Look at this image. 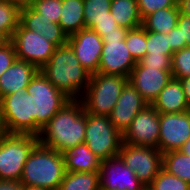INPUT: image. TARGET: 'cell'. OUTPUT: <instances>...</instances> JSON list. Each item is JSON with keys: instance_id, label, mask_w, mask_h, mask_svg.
<instances>
[{"instance_id": "obj_32", "label": "cell", "mask_w": 190, "mask_h": 190, "mask_svg": "<svg viewBox=\"0 0 190 190\" xmlns=\"http://www.w3.org/2000/svg\"><path fill=\"white\" fill-rule=\"evenodd\" d=\"M171 73L175 79L190 76V47L175 51L171 60Z\"/></svg>"}, {"instance_id": "obj_39", "label": "cell", "mask_w": 190, "mask_h": 190, "mask_svg": "<svg viewBox=\"0 0 190 190\" xmlns=\"http://www.w3.org/2000/svg\"><path fill=\"white\" fill-rule=\"evenodd\" d=\"M170 48L175 52L186 47V42H182L181 29L176 26L168 33Z\"/></svg>"}, {"instance_id": "obj_26", "label": "cell", "mask_w": 190, "mask_h": 190, "mask_svg": "<svg viewBox=\"0 0 190 190\" xmlns=\"http://www.w3.org/2000/svg\"><path fill=\"white\" fill-rule=\"evenodd\" d=\"M162 168L190 184V156L179 150L163 153Z\"/></svg>"}, {"instance_id": "obj_47", "label": "cell", "mask_w": 190, "mask_h": 190, "mask_svg": "<svg viewBox=\"0 0 190 190\" xmlns=\"http://www.w3.org/2000/svg\"><path fill=\"white\" fill-rule=\"evenodd\" d=\"M33 0H25V5H28L32 2Z\"/></svg>"}, {"instance_id": "obj_33", "label": "cell", "mask_w": 190, "mask_h": 190, "mask_svg": "<svg viewBox=\"0 0 190 190\" xmlns=\"http://www.w3.org/2000/svg\"><path fill=\"white\" fill-rule=\"evenodd\" d=\"M29 5L46 19L59 24L62 0H33Z\"/></svg>"}, {"instance_id": "obj_4", "label": "cell", "mask_w": 190, "mask_h": 190, "mask_svg": "<svg viewBox=\"0 0 190 190\" xmlns=\"http://www.w3.org/2000/svg\"><path fill=\"white\" fill-rule=\"evenodd\" d=\"M25 91L33 97V135L38 136L42 128L70 99L40 71L31 79Z\"/></svg>"}, {"instance_id": "obj_15", "label": "cell", "mask_w": 190, "mask_h": 190, "mask_svg": "<svg viewBox=\"0 0 190 190\" xmlns=\"http://www.w3.org/2000/svg\"><path fill=\"white\" fill-rule=\"evenodd\" d=\"M67 43L73 49L80 64L90 73H98L103 49V39L92 29L84 28L68 36Z\"/></svg>"}, {"instance_id": "obj_42", "label": "cell", "mask_w": 190, "mask_h": 190, "mask_svg": "<svg viewBox=\"0 0 190 190\" xmlns=\"http://www.w3.org/2000/svg\"><path fill=\"white\" fill-rule=\"evenodd\" d=\"M179 12L190 16V0H178Z\"/></svg>"}, {"instance_id": "obj_36", "label": "cell", "mask_w": 190, "mask_h": 190, "mask_svg": "<svg viewBox=\"0 0 190 190\" xmlns=\"http://www.w3.org/2000/svg\"><path fill=\"white\" fill-rule=\"evenodd\" d=\"M95 31L101 38L106 36L121 35L125 30L120 27L115 19H103L91 28Z\"/></svg>"}, {"instance_id": "obj_2", "label": "cell", "mask_w": 190, "mask_h": 190, "mask_svg": "<svg viewBox=\"0 0 190 190\" xmlns=\"http://www.w3.org/2000/svg\"><path fill=\"white\" fill-rule=\"evenodd\" d=\"M39 71L70 100H81L91 75L68 43L57 46L51 59Z\"/></svg>"}, {"instance_id": "obj_10", "label": "cell", "mask_w": 190, "mask_h": 190, "mask_svg": "<svg viewBox=\"0 0 190 190\" xmlns=\"http://www.w3.org/2000/svg\"><path fill=\"white\" fill-rule=\"evenodd\" d=\"M10 41L16 51V59L24 60L40 69L50 59L56 45L41 34L26 29L20 22Z\"/></svg>"}, {"instance_id": "obj_38", "label": "cell", "mask_w": 190, "mask_h": 190, "mask_svg": "<svg viewBox=\"0 0 190 190\" xmlns=\"http://www.w3.org/2000/svg\"><path fill=\"white\" fill-rule=\"evenodd\" d=\"M177 26L181 29L182 42H186V47H190V16L180 13Z\"/></svg>"}, {"instance_id": "obj_31", "label": "cell", "mask_w": 190, "mask_h": 190, "mask_svg": "<svg viewBox=\"0 0 190 190\" xmlns=\"http://www.w3.org/2000/svg\"><path fill=\"white\" fill-rule=\"evenodd\" d=\"M167 34L146 30V53L152 55L173 54Z\"/></svg>"}, {"instance_id": "obj_9", "label": "cell", "mask_w": 190, "mask_h": 190, "mask_svg": "<svg viewBox=\"0 0 190 190\" xmlns=\"http://www.w3.org/2000/svg\"><path fill=\"white\" fill-rule=\"evenodd\" d=\"M118 156L146 188L162 169L163 154L157 148L122 142Z\"/></svg>"}, {"instance_id": "obj_45", "label": "cell", "mask_w": 190, "mask_h": 190, "mask_svg": "<svg viewBox=\"0 0 190 190\" xmlns=\"http://www.w3.org/2000/svg\"><path fill=\"white\" fill-rule=\"evenodd\" d=\"M23 190H49V189L38 186H24Z\"/></svg>"}, {"instance_id": "obj_13", "label": "cell", "mask_w": 190, "mask_h": 190, "mask_svg": "<svg viewBox=\"0 0 190 190\" xmlns=\"http://www.w3.org/2000/svg\"><path fill=\"white\" fill-rule=\"evenodd\" d=\"M158 149L163 154L179 150L190 138V110L184 113H159Z\"/></svg>"}, {"instance_id": "obj_12", "label": "cell", "mask_w": 190, "mask_h": 190, "mask_svg": "<svg viewBox=\"0 0 190 190\" xmlns=\"http://www.w3.org/2000/svg\"><path fill=\"white\" fill-rule=\"evenodd\" d=\"M159 134V113L152 105H147L136 115L123 134V142L158 149Z\"/></svg>"}, {"instance_id": "obj_37", "label": "cell", "mask_w": 190, "mask_h": 190, "mask_svg": "<svg viewBox=\"0 0 190 190\" xmlns=\"http://www.w3.org/2000/svg\"><path fill=\"white\" fill-rule=\"evenodd\" d=\"M16 60V51L10 40H5L0 45V76Z\"/></svg>"}, {"instance_id": "obj_8", "label": "cell", "mask_w": 190, "mask_h": 190, "mask_svg": "<svg viewBox=\"0 0 190 190\" xmlns=\"http://www.w3.org/2000/svg\"><path fill=\"white\" fill-rule=\"evenodd\" d=\"M25 89L0 100L1 132L33 134V97Z\"/></svg>"}, {"instance_id": "obj_27", "label": "cell", "mask_w": 190, "mask_h": 190, "mask_svg": "<svg viewBox=\"0 0 190 190\" xmlns=\"http://www.w3.org/2000/svg\"><path fill=\"white\" fill-rule=\"evenodd\" d=\"M112 0H83L85 28L91 29L96 22L103 19H114L110 12Z\"/></svg>"}, {"instance_id": "obj_23", "label": "cell", "mask_w": 190, "mask_h": 190, "mask_svg": "<svg viewBox=\"0 0 190 190\" xmlns=\"http://www.w3.org/2000/svg\"><path fill=\"white\" fill-rule=\"evenodd\" d=\"M180 15L178 4L159 9L142 20V27L147 31L167 34L177 26Z\"/></svg>"}, {"instance_id": "obj_21", "label": "cell", "mask_w": 190, "mask_h": 190, "mask_svg": "<svg viewBox=\"0 0 190 190\" xmlns=\"http://www.w3.org/2000/svg\"><path fill=\"white\" fill-rule=\"evenodd\" d=\"M66 172H99L101 160L85 143L63 153Z\"/></svg>"}, {"instance_id": "obj_24", "label": "cell", "mask_w": 190, "mask_h": 190, "mask_svg": "<svg viewBox=\"0 0 190 190\" xmlns=\"http://www.w3.org/2000/svg\"><path fill=\"white\" fill-rule=\"evenodd\" d=\"M83 7V0H62L59 25L67 36L85 28Z\"/></svg>"}, {"instance_id": "obj_20", "label": "cell", "mask_w": 190, "mask_h": 190, "mask_svg": "<svg viewBox=\"0 0 190 190\" xmlns=\"http://www.w3.org/2000/svg\"><path fill=\"white\" fill-rule=\"evenodd\" d=\"M158 113H184L190 110L179 79H172L151 104Z\"/></svg>"}, {"instance_id": "obj_41", "label": "cell", "mask_w": 190, "mask_h": 190, "mask_svg": "<svg viewBox=\"0 0 190 190\" xmlns=\"http://www.w3.org/2000/svg\"><path fill=\"white\" fill-rule=\"evenodd\" d=\"M185 94L188 106L190 107V76L179 79Z\"/></svg>"}, {"instance_id": "obj_43", "label": "cell", "mask_w": 190, "mask_h": 190, "mask_svg": "<svg viewBox=\"0 0 190 190\" xmlns=\"http://www.w3.org/2000/svg\"><path fill=\"white\" fill-rule=\"evenodd\" d=\"M183 154L190 156V138L187 142L183 144V146L179 149Z\"/></svg>"}, {"instance_id": "obj_44", "label": "cell", "mask_w": 190, "mask_h": 190, "mask_svg": "<svg viewBox=\"0 0 190 190\" xmlns=\"http://www.w3.org/2000/svg\"><path fill=\"white\" fill-rule=\"evenodd\" d=\"M2 1L12 2L14 4H17L19 7L25 6V0H2Z\"/></svg>"}, {"instance_id": "obj_3", "label": "cell", "mask_w": 190, "mask_h": 190, "mask_svg": "<svg viewBox=\"0 0 190 190\" xmlns=\"http://www.w3.org/2000/svg\"><path fill=\"white\" fill-rule=\"evenodd\" d=\"M65 172L63 154L38 143L25 162L20 181L24 186L57 190Z\"/></svg>"}, {"instance_id": "obj_6", "label": "cell", "mask_w": 190, "mask_h": 190, "mask_svg": "<svg viewBox=\"0 0 190 190\" xmlns=\"http://www.w3.org/2000/svg\"><path fill=\"white\" fill-rule=\"evenodd\" d=\"M39 138L33 134L0 132V180H20L23 167Z\"/></svg>"}, {"instance_id": "obj_19", "label": "cell", "mask_w": 190, "mask_h": 190, "mask_svg": "<svg viewBox=\"0 0 190 190\" xmlns=\"http://www.w3.org/2000/svg\"><path fill=\"white\" fill-rule=\"evenodd\" d=\"M38 71L35 65L16 59L0 76V100L20 88H26Z\"/></svg>"}, {"instance_id": "obj_28", "label": "cell", "mask_w": 190, "mask_h": 190, "mask_svg": "<svg viewBox=\"0 0 190 190\" xmlns=\"http://www.w3.org/2000/svg\"><path fill=\"white\" fill-rule=\"evenodd\" d=\"M20 7L12 2L0 0V34L10 40L18 27Z\"/></svg>"}, {"instance_id": "obj_5", "label": "cell", "mask_w": 190, "mask_h": 190, "mask_svg": "<svg viewBox=\"0 0 190 190\" xmlns=\"http://www.w3.org/2000/svg\"><path fill=\"white\" fill-rule=\"evenodd\" d=\"M127 83V77L91 74L89 84L81 98L86 113L109 116Z\"/></svg>"}, {"instance_id": "obj_30", "label": "cell", "mask_w": 190, "mask_h": 190, "mask_svg": "<svg viewBox=\"0 0 190 190\" xmlns=\"http://www.w3.org/2000/svg\"><path fill=\"white\" fill-rule=\"evenodd\" d=\"M146 190H190V184L162 168Z\"/></svg>"}, {"instance_id": "obj_40", "label": "cell", "mask_w": 190, "mask_h": 190, "mask_svg": "<svg viewBox=\"0 0 190 190\" xmlns=\"http://www.w3.org/2000/svg\"><path fill=\"white\" fill-rule=\"evenodd\" d=\"M20 180H0V190H23Z\"/></svg>"}, {"instance_id": "obj_1", "label": "cell", "mask_w": 190, "mask_h": 190, "mask_svg": "<svg viewBox=\"0 0 190 190\" xmlns=\"http://www.w3.org/2000/svg\"><path fill=\"white\" fill-rule=\"evenodd\" d=\"M86 111L81 100L68 101L42 128L39 143L64 153L84 143Z\"/></svg>"}, {"instance_id": "obj_11", "label": "cell", "mask_w": 190, "mask_h": 190, "mask_svg": "<svg viewBox=\"0 0 190 190\" xmlns=\"http://www.w3.org/2000/svg\"><path fill=\"white\" fill-rule=\"evenodd\" d=\"M98 73L129 77L136 61L125 44V32L121 35L103 37Z\"/></svg>"}, {"instance_id": "obj_46", "label": "cell", "mask_w": 190, "mask_h": 190, "mask_svg": "<svg viewBox=\"0 0 190 190\" xmlns=\"http://www.w3.org/2000/svg\"><path fill=\"white\" fill-rule=\"evenodd\" d=\"M6 39L0 34V45L5 41Z\"/></svg>"}, {"instance_id": "obj_17", "label": "cell", "mask_w": 190, "mask_h": 190, "mask_svg": "<svg viewBox=\"0 0 190 190\" xmlns=\"http://www.w3.org/2000/svg\"><path fill=\"white\" fill-rule=\"evenodd\" d=\"M147 105L149 104L140 93L128 82L109 115L110 121L121 134H124L136 115Z\"/></svg>"}, {"instance_id": "obj_34", "label": "cell", "mask_w": 190, "mask_h": 190, "mask_svg": "<svg viewBox=\"0 0 190 190\" xmlns=\"http://www.w3.org/2000/svg\"><path fill=\"white\" fill-rule=\"evenodd\" d=\"M177 2L178 0H137L138 11L142 20L159 9L176 6Z\"/></svg>"}, {"instance_id": "obj_35", "label": "cell", "mask_w": 190, "mask_h": 190, "mask_svg": "<svg viewBox=\"0 0 190 190\" xmlns=\"http://www.w3.org/2000/svg\"><path fill=\"white\" fill-rule=\"evenodd\" d=\"M173 54L146 55L139 61L146 68H161V70H171V60Z\"/></svg>"}, {"instance_id": "obj_29", "label": "cell", "mask_w": 190, "mask_h": 190, "mask_svg": "<svg viewBox=\"0 0 190 190\" xmlns=\"http://www.w3.org/2000/svg\"><path fill=\"white\" fill-rule=\"evenodd\" d=\"M125 44L132 58L139 62L146 55V30L142 26L125 30Z\"/></svg>"}, {"instance_id": "obj_18", "label": "cell", "mask_w": 190, "mask_h": 190, "mask_svg": "<svg viewBox=\"0 0 190 190\" xmlns=\"http://www.w3.org/2000/svg\"><path fill=\"white\" fill-rule=\"evenodd\" d=\"M19 22L28 30H33L41 34L48 42L54 43L56 46L67 44L68 36L62 30V27L43 17L35 11L29 4L20 7Z\"/></svg>"}, {"instance_id": "obj_22", "label": "cell", "mask_w": 190, "mask_h": 190, "mask_svg": "<svg viewBox=\"0 0 190 190\" xmlns=\"http://www.w3.org/2000/svg\"><path fill=\"white\" fill-rule=\"evenodd\" d=\"M110 12L116 23L124 30L142 26L137 0H112Z\"/></svg>"}, {"instance_id": "obj_7", "label": "cell", "mask_w": 190, "mask_h": 190, "mask_svg": "<svg viewBox=\"0 0 190 190\" xmlns=\"http://www.w3.org/2000/svg\"><path fill=\"white\" fill-rule=\"evenodd\" d=\"M122 142L123 134L109 116L86 113L84 143L101 161L118 156Z\"/></svg>"}, {"instance_id": "obj_25", "label": "cell", "mask_w": 190, "mask_h": 190, "mask_svg": "<svg viewBox=\"0 0 190 190\" xmlns=\"http://www.w3.org/2000/svg\"><path fill=\"white\" fill-rule=\"evenodd\" d=\"M57 190H100L99 172H65Z\"/></svg>"}, {"instance_id": "obj_16", "label": "cell", "mask_w": 190, "mask_h": 190, "mask_svg": "<svg viewBox=\"0 0 190 190\" xmlns=\"http://www.w3.org/2000/svg\"><path fill=\"white\" fill-rule=\"evenodd\" d=\"M171 79V70L146 68L140 62H137L128 77V82L140 93L142 98L151 105L160 91Z\"/></svg>"}, {"instance_id": "obj_14", "label": "cell", "mask_w": 190, "mask_h": 190, "mask_svg": "<svg viewBox=\"0 0 190 190\" xmlns=\"http://www.w3.org/2000/svg\"><path fill=\"white\" fill-rule=\"evenodd\" d=\"M100 189L106 190H146V186L136 177L119 156L101 161L99 171Z\"/></svg>"}]
</instances>
